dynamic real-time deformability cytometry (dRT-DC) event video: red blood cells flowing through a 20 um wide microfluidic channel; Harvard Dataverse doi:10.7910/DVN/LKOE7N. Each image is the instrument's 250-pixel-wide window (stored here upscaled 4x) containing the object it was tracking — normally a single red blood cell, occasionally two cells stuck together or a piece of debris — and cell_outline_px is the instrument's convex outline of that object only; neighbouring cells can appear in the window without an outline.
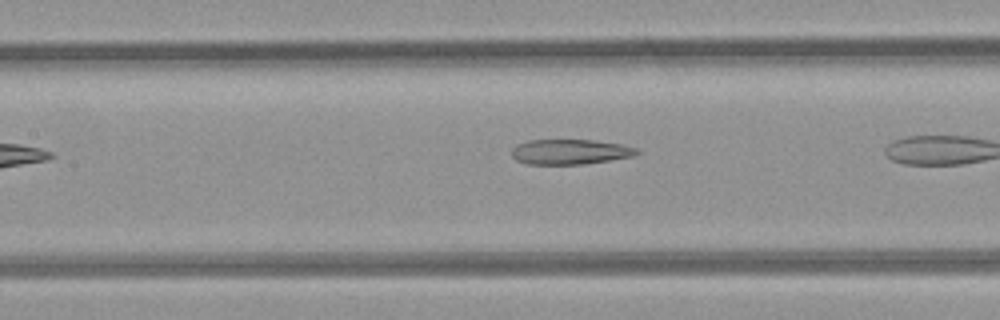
{"species": "common noctule bat (a hibernating species)", "species_latin": "Nyctalus noctula", "temperature_condition": "room temperature", "stored_images_in_passage": 16, "camera_frame_rate_fps": 3000, "um_per_image_px": 0.085, "animal": {"sex": "female", "body_mass_g": 21.9}, "frame": {"image": 1, "passage_image": 7, "time_ms": 2.0, "image_size_px": [1000, 320], "cell_outline_px": [[640, 152], [632, 156], [584, 164], [528, 164], [516, 160], [512, 156], [512, 148], [516, 144], [528, 140], [592, 140], [620, 144], [636, 148]], "centroid_in_image_um": [48.41, 12.9], "position_along_channel_um": 159.0, "area_um2": 18.15}}